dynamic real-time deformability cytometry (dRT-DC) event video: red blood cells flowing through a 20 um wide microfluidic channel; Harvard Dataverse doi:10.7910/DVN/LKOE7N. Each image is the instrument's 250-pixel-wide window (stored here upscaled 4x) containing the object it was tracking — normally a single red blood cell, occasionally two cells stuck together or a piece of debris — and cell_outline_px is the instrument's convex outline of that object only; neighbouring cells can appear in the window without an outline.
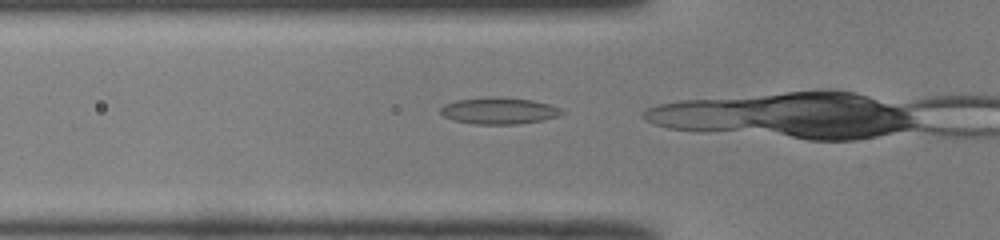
{"species": "common noctule bat (a hibernating species)", "species_latin": "Nyctalus noctula", "temperature_condition": "room temperature", "stored_images_in_passage": 23, "camera_frame_rate_fps": 3000, "um_per_image_px": 0.085, "animal": {"sex": "male", "body_mass_g": 19.0, "forearm_length_mm": 50.8}, "frame": {"image": 1, "passage_image": 14, "time_ms": 4.333, "image_size_px": [1000, 240], "cell_outline_px": [[564, 112], [556, 116], [544, 120], [516, 124], [476, 124], [452, 120], [444, 116], [440, 112], [440, 108], [444, 104], [456, 100], [488, 96], [492, 96], [532, 100], [548, 104], [560, 108]], "centroid_in_image_um": [42.37, 9.41], "position_along_channel_um": 83.4, "area_um2": 18.79}}
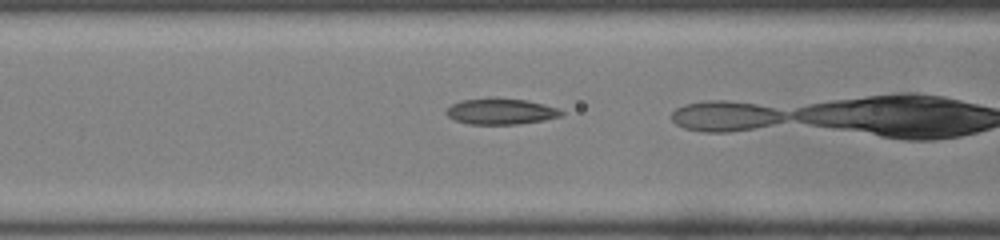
{"frame": {"image": 2, "passage_image": 17, "time_ms": 5.333, "image_size_px": [1000, 240], "cell_outline_px": [[564, 112], [560, 116], [544, 120], [516, 124], [468, 124], [456, 120], [448, 116], [444, 112], [452, 104], [460, 100], [528, 100], [544, 104], [556, 108]], "centroid_in_image_um": [42.57, 9.5], "position_along_channel_um": 124.0, "area_um2": 16.7}}